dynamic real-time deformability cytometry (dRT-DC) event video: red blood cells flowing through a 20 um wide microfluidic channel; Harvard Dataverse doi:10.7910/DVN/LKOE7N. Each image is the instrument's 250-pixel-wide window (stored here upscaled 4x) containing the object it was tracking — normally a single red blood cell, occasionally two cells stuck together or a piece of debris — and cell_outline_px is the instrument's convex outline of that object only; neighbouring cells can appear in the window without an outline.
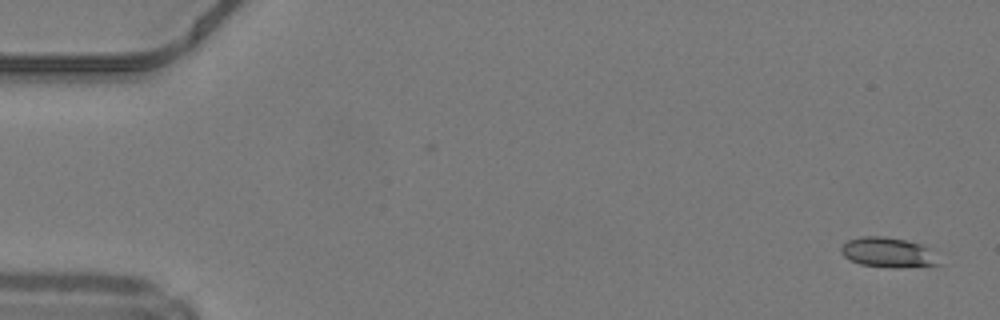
{"species": "common noctule bat (a hibernating species)", "species_latin": "Nyctalus noctula", "temperature_condition": "warm", "stored_images_in_passage": 18, "camera_frame_rate_fps": 3000, "um_per_image_px": 0.085, "animal": {"sex": "male", "body_mass_g": 19.2, "forearm_length_mm": 51.8}, "frame": {"image": 1, "passage_image": 1, "time_ms": 0.0, "image_size_px": [1000, 320], "cell_outline_px": [[940, 264], [896, 268], [892, 268], [860, 264], [844, 256], [840, 252], [840, 248], [848, 240], [864, 236], [884, 236], [904, 240], [920, 244], [928, 248]], "centroid_in_image_um": [75.43, 21.46], "position_along_channel_um": 9.6, "area_um2": 16.7}}
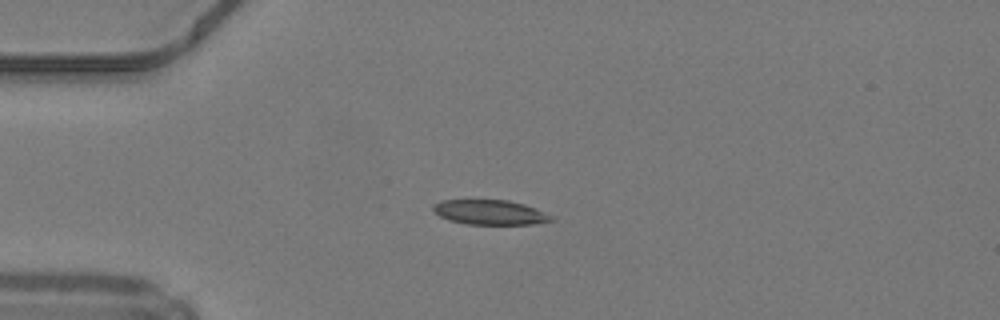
{"frame": {"image": 2, "passage_image": 12, "time_ms": 3.667, "image_size_px": [1000, 320], "cell_outline_px": [[556, 220], [532, 224], [468, 224], [448, 220], [432, 212], [432, 204], [440, 200], [508, 200], [524, 204], [536, 208], [552, 216]], "centroid_in_image_um": [41.61, 18.04], "position_along_channel_um": 43.4, "area_um2": 17.17}}
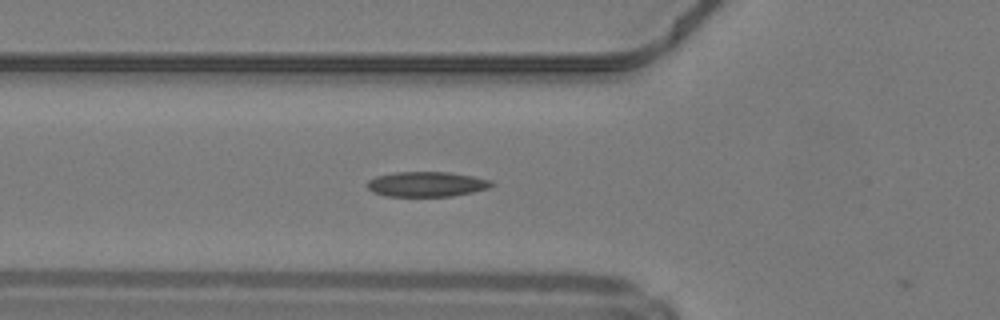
{"frame": {"image": 3, "passage_image": 17, "time_ms": 5.333, "image_size_px": [1000, 320], "cell_outline_px": [[496, 184], [488, 188], [472, 192], [452, 196], [384, 196], [372, 192], [368, 188], [368, 180], [376, 176], [392, 172], [448, 172], [472, 176], [492, 180]], "centroid_in_image_um": [36.26, 15.65], "position_along_channel_um": 89.5, "area_um2": 18.21}}